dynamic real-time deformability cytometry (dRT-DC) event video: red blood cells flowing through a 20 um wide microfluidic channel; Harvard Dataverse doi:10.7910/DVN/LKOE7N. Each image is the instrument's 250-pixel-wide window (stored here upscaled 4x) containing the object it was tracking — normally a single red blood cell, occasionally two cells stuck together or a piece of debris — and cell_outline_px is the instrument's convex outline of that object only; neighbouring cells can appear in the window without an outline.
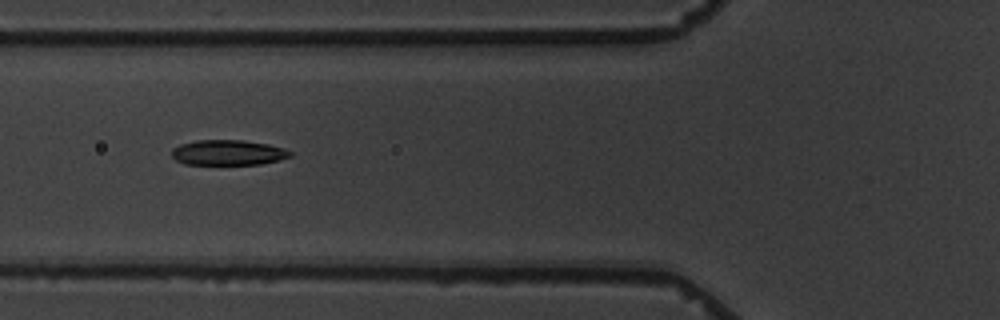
{"species": "common noctule bat (a hibernating species)", "species_latin": "Nyctalus noctula", "temperature_condition": "warm", "stored_images_in_passage": 7, "camera_frame_rate_fps": 3000, "um_per_image_px": 0.085, "animal": {"sex": "male", "body_mass_g": 19.5, "forearm_length_mm": 54.6}, "frame": {"image": 1, "passage_image": 5, "time_ms": 6.333, "image_size_px": [1000, 320], "cell_outline_px": [[292, 156], [260, 164], [184, 164], [176, 160], [172, 156], [172, 148], [180, 144], [196, 140], [244, 140], [268, 144], [284, 148], [292, 152]], "centroid_in_image_um": [19.37, 12.96], "position_along_channel_um": 106.4, "area_um2": 17.4}}
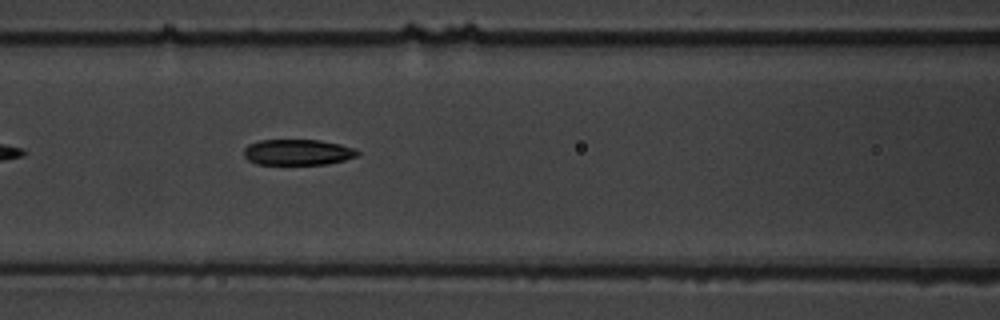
{"frame": {"image": 2, "passage_image": 6, "time_ms": 7.333, "image_size_px": [1000, 320], "cell_outline_px": [[360, 152], [356, 156], [344, 160], [328, 164], [256, 164], [248, 160], [244, 156], [244, 148], [248, 144], [260, 140], [320, 140], [340, 144], [356, 148]], "centroid_in_image_um": [25.31, 12.93], "position_along_channel_um": 141.3, "area_um2": 17.17}}
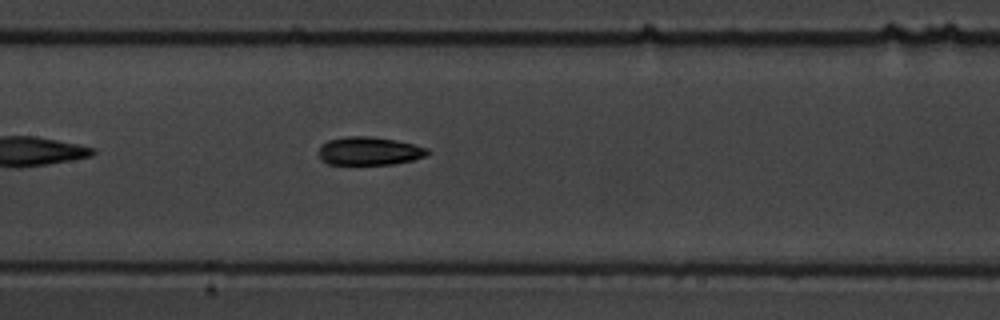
{"frame": {"image": 3, "passage_image": 7, "time_ms": 8.333, "image_size_px": [1000, 320], "cell_outline_px": [[428, 152], [424, 156], [412, 160], [392, 164], [328, 164], [320, 160], [320, 144], [328, 140], [344, 136], [368, 136], [396, 140], [428, 148]], "centroid_in_image_um": [31.34, 12.83], "position_along_channel_um": 176.1, "area_um2": 17.8}}